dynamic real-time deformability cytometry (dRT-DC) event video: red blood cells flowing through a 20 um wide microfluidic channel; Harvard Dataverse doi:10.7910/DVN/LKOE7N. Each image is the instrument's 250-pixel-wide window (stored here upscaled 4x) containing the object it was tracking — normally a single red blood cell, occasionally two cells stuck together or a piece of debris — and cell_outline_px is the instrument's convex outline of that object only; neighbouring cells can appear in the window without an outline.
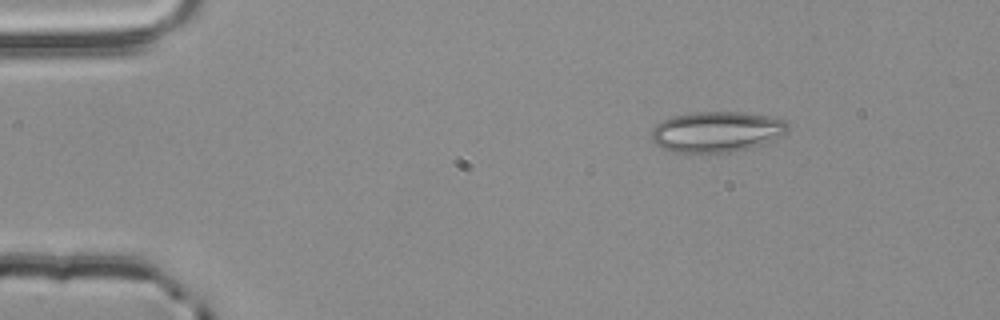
{"species": "common noctule bat (a hibernating species)", "species_latin": "Nyctalus noctula", "temperature_condition": "room temperature", "stored_images_in_passage": 3, "camera_frame_rate_fps": 3000, "um_per_image_px": 0.085, "animal": {"sex": "male", "body_mass_g": 20.4}, "frame": {"image": 1, "passage_image": 1, "time_ms": 0.0, "image_size_px": [1000, 320], "cell_outline_px": [[788, 132], [760, 144], [748, 148], [728, 152], [692, 156], [672, 152], [660, 148], [648, 136], [652, 128], [656, 124], [664, 120], [676, 116], [692, 112], [740, 112], [768, 116], [784, 120], [788, 124]], "centroid_in_image_um": [60.81, 11.24], "position_along_channel_um": 24.2, "area_um2": 32.89}}